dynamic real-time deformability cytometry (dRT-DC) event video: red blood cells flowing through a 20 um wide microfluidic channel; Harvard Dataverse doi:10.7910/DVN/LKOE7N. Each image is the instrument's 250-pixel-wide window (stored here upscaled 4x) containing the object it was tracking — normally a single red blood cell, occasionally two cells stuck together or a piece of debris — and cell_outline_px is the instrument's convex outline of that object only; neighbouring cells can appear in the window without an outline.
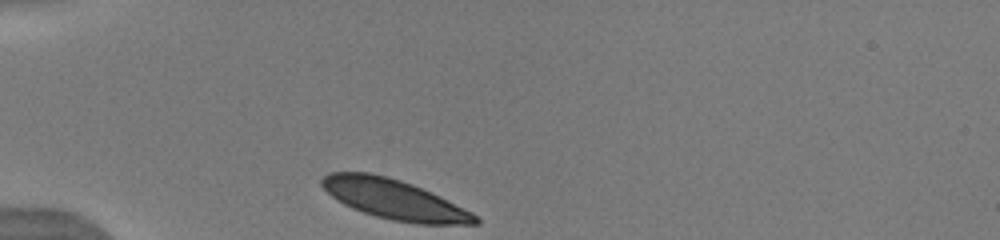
{"species": "human", "species_latin": "Homo sapiens", "temperature_condition": "warm", "stored_images_in_passage": 18, "camera_frame_rate_fps": 3000, "um_per_image_px": 0.085, "donor": {"sex": "male"}, "frame": {"image": 1, "passage_image": 1, "time_ms": 0.0, "image_size_px": [1000, 240], "cell_outline_px": [[480, 224], [420, 224], [392, 220], [376, 216], [352, 208], [344, 204], [332, 196], [320, 184], [320, 180], [324, 176], [332, 172], [368, 172], [400, 180], [412, 184], [472, 212], [480, 220]], "centroid_in_image_um": [33.49, 16.95], "position_along_channel_um": 51.5, "area_um2": 34.97}, "authors_computed_cell_mechanics": {"area_um2": 35.7782, "velocity_mm_per_s": 3.84, "shape_relaxation_time_tau1_ms": 1.4377, "shape_relaxation_time_tau2_ms": 9.157, "deformation_change_tau1": 0.0415, "deformation_change_tau2": 0.1138}}